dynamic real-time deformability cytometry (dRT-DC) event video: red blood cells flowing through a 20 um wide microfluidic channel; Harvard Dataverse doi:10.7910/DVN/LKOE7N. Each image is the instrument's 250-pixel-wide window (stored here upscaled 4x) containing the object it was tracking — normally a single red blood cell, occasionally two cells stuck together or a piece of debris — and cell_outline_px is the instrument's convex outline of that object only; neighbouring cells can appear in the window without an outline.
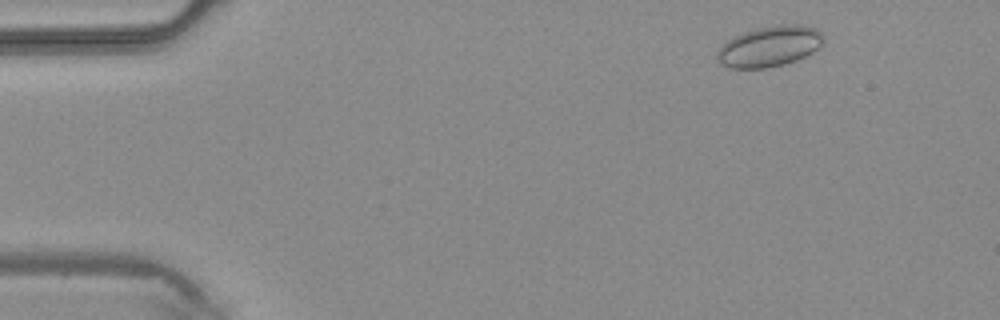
{"species": "common noctule bat (a hibernating species)", "species_latin": "Nyctalus noctula", "temperature_condition": "warm", "stored_images_in_passage": 9, "camera_frame_rate_fps": 3000, "um_per_image_px": 0.085, "animal": {"sex": "male", "body_mass_g": 20.4}, "frame": {"image": 1, "passage_image": 3, "time_ms": 0.667, "image_size_px": [1000, 320], "cell_outline_px": [[824, 40], [812, 52], [796, 60], [784, 64], [768, 68], [728, 68], [720, 64], [716, 60], [716, 52], [732, 36], [756, 28], [780, 24], [800, 24], [816, 28], [824, 36]], "centroid_in_image_um": [65.37, 3.94], "position_along_channel_um": 19.6, "area_um2": 25.26}}